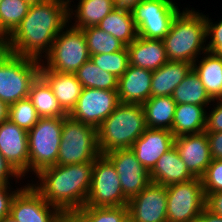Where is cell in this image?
I'll return each instance as SVG.
<instances>
[{
    "label": "cell",
    "instance_id": "1",
    "mask_svg": "<svg viewBox=\"0 0 222 222\" xmlns=\"http://www.w3.org/2000/svg\"><path fill=\"white\" fill-rule=\"evenodd\" d=\"M68 10V0H34L21 24L6 39L7 51L41 62L69 23Z\"/></svg>",
    "mask_w": 222,
    "mask_h": 222
},
{
    "label": "cell",
    "instance_id": "2",
    "mask_svg": "<svg viewBox=\"0 0 222 222\" xmlns=\"http://www.w3.org/2000/svg\"><path fill=\"white\" fill-rule=\"evenodd\" d=\"M94 162L55 165L41 170L31 185L62 214L81 209L90 190ZM39 182V183H38Z\"/></svg>",
    "mask_w": 222,
    "mask_h": 222
},
{
    "label": "cell",
    "instance_id": "3",
    "mask_svg": "<svg viewBox=\"0 0 222 222\" xmlns=\"http://www.w3.org/2000/svg\"><path fill=\"white\" fill-rule=\"evenodd\" d=\"M162 41L169 61L193 64L201 57L199 55L207 51L205 14L194 8H184L176 15L169 33Z\"/></svg>",
    "mask_w": 222,
    "mask_h": 222
},
{
    "label": "cell",
    "instance_id": "4",
    "mask_svg": "<svg viewBox=\"0 0 222 222\" xmlns=\"http://www.w3.org/2000/svg\"><path fill=\"white\" fill-rule=\"evenodd\" d=\"M146 129L143 106L120 102L113 113L97 128L100 154L131 149L133 143Z\"/></svg>",
    "mask_w": 222,
    "mask_h": 222
},
{
    "label": "cell",
    "instance_id": "5",
    "mask_svg": "<svg viewBox=\"0 0 222 222\" xmlns=\"http://www.w3.org/2000/svg\"><path fill=\"white\" fill-rule=\"evenodd\" d=\"M41 62L7 52L0 59V100L7 106L28 98L32 83L40 75Z\"/></svg>",
    "mask_w": 222,
    "mask_h": 222
},
{
    "label": "cell",
    "instance_id": "6",
    "mask_svg": "<svg viewBox=\"0 0 222 222\" xmlns=\"http://www.w3.org/2000/svg\"><path fill=\"white\" fill-rule=\"evenodd\" d=\"M99 155L97 129L67 116L63 120L56 165L94 162Z\"/></svg>",
    "mask_w": 222,
    "mask_h": 222
},
{
    "label": "cell",
    "instance_id": "7",
    "mask_svg": "<svg viewBox=\"0 0 222 222\" xmlns=\"http://www.w3.org/2000/svg\"><path fill=\"white\" fill-rule=\"evenodd\" d=\"M62 117L40 118L28 131L29 171L38 174L55 166L63 128Z\"/></svg>",
    "mask_w": 222,
    "mask_h": 222
},
{
    "label": "cell",
    "instance_id": "8",
    "mask_svg": "<svg viewBox=\"0 0 222 222\" xmlns=\"http://www.w3.org/2000/svg\"><path fill=\"white\" fill-rule=\"evenodd\" d=\"M89 59L83 30L68 23L56 36L49 54L41 62L55 72L75 73Z\"/></svg>",
    "mask_w": 222,
    "mask_h": 222
},
{
    "label": "cell",
    "instance_id": "9",
    "mask_svg": "<svg viewBox=\"0 0 222 222\" xmlns=\"http://www.w3.org/2000/svg\"><path fill=\"white\" fill-rule=\"evenodd\" d=\"M167 189V222H195L206 208L201 178L176 183Z\"/></svg>",
    "mask_w": 222,
    "mask_h": 222
},
{
    "label": "cell",
    "instance_id": "10",
    "mask_svg": "<svg viewBox=\"0 0 222 222\" xmlns=\"http://www.w3.org/2000/svg\"><path fill=\"white\" fill-rule=\"evenodd\" d=\"M180 12L173 0H143L132 10L138 36L162 40Z\"/></svg>",
    "mask_w": 222,
    "mask_h": 222
},
{
    "label": "cell",
    "instance_id": "11",
    "mask_svg": "<svg viewBox=\"0 0 222 222\" xmlns=\"http://www.w3.org/2000/svg\"><path fill=\"white\" fill-rule=\"evenodd\" d=\"M85 205L106 208L128 205V200L123 195L119 175L105 155L100 154L94 161Z\"/></svg>",
    "mask_w": 222,
    "mask_h": 222
},
{
    "label": "cell",
    "instance_id": "12",
    "mask_svg": "<svg viewBox=\"0 0 222 222\" xmlns=\"http://www.w3.org/2000/svg\"><path fill=\"white\" fill-rule=\"evenodd\" d=\"M119 103L117 90L83 88L78 102L68 116L97 129Z\"/></svg>",
    "mask_w": 222,
    "mask_h": 222
},
{
    "label": "cell",
    "instance_id": "13",
    "mask_svg": "<svg viewBox=\"0 0 222 222\" xmlns=\"http://www.w3.org/2000/svg\"><path fill=\"white\" fill-rule=\"evenodd\" d=\"M10 215L17 222H62V213L28 183L14 196Z\"/></svg>",
    "mask_w": 222,
    "mask_h": 222
},
{
    "label": "cell",
    "instance_id": "14",
    "mask_svg": "<svg viewBox=\"0 0 222 222\" xmlns=\"http://www.w3.org/2000/svg\"><path fill=\"white\" fill-rule=\"evenodd\" d=\"M105 156L114 165L124 197L129 201L151 183L150 172L131 149L115 150Z\"/></svg>",
    "mask_w": 222,
    "mask_h": 222
},
{
    "label": "cell",
    "instance_id": "15",
    "mask_svg": "<svg viewBox=\"0 0 222 222\" xmlns=\"http://www.w3.org/2000/svg\"><path fill=\"white\" fill-rule=\"evenodd\" d=\"M131 222H167V189L150 183L128 201Z\"/></svg>",
    "mask_w": 222,
    "mask_h": 222
},
{
    "label": "cell",
    "instance_id": "16",
    "mask_svg": "<svg viewBox=\"0 0 222 222\" xmlns=\"http://www.w3.org/2000/svg\"><path fill=\"white\" fill-rule=\"evenodd\" d=\"M0 153L22 178L28 175V131L9 119L0 124Z\"/></svg>",
    "mask_w": 222,
    "mask_h": 222
},
{
    "label": "cell",
    "instance_id": "17",
    "mask_svg": "<svg viewBox=\"0 0 222 222\" xmlns=\"http://www.w3.org/2000/svg\"><path fill=\"white\" fill-rule=\"evenodd\" d=\"M174 146L188 171L201 178L212 161L207 133L175 137Z\"/></svg>",
    "mask_w": 222,
    "mask_h": 222
},
{
    "label": "cell",
    "instance_id": "18",
    "mask_svg": "<svg viewBox=\"0 0 222 222\" xmlns=\"http://www.w3.org/2000/svg\"><path fill=\"white\" fill-rule=\"evenodd\" d=\"M174 138L169 130L147 128L133 143L131 150L150 172L160 157L174 146Z\"/></svg>",
    "mask_w": 222,
    "mask_h": 222
},
{
    "label": "cell",
    "instance_id": "19",
    "mask_svg": "<svg viewBox=\"0 0 222 222\" xmlns=\"http://www.w3.org/2000/svg\"><path fill=\"white\" fill-rule=\"evenodd\" d=\"M153 71L129 65L118 79V98L122 103L142 105L151 97Z\"/></svg>",
    "mask_w": 222,
    "mask_h": 222
},
{
    "label": "cell",
    "instance_id": "20",
    "mask_svg": "<svg viewBox=\"0 0 222 222\" xmlns=\"http://www.w3.org/2000/svg\"><path fill=\"white\" fill-rule=\"evenodd\" d=\"M40 76L51 87L62 109L69 114L78 102L83 89L76 74L55 72L41 63Z\"/></svg>",
    "mask_w": 222,
    "mask_h": 222
},
{
    "label": "cell",
    "instance_id": "21",
    "mask_svg": "<svg viewBox=\"0 0 222 222\" xmlns=\"http://www.w3.org/2000/svg\"><path fill=\"white\" fill-rule=\"evenodd\" d=\"M126 47L129 54V65L154 71L168 61L162 40L138 36Z\"/></svg>",
    "mask_w": 222,
    "mask_h": 222
},
{
    "label": "cell",
    "instance_id": "22",
    "mask_svg": "<svg viewBox=\"0 0 222 222\" xmlns=\"http://www.w3.org/2000/svg\"><path fill=\"white\" fill-rule=\"evenodd\" d=\"M193 178L175 146L164 153L150 171L151 182L166 187Z\"/></svg>",
    "mask_w": 222,
    "mask_h": 222
},
{
    "label": "cell",
    "instance_id": "23",
    "mask_svg": "<svg viewBox=\"0 0 222 222\" xmlns=\"http://www.w3.org/2000/svg\"><path fill=\"white\" fill-rule=\"evenodd\" d=\"M192 69V63L168 60L159 69L153 71L151 97L172 96L174 89Z\"/></svg>",
    "mask_w": 222,
    "mask_h": 222
},
{
    "label": "cell",
    "instance_id": "24",
    "mask_svg": "<svg viewBox=\"0 0 222 222\" xmlns=\"http://www.w3.org/2000/svg\"><path fill=\"white\" fill-rule=\"evenodd\" d=\"M76 9H72L71 0L69 3V24L74 19V23L70 24L74 28L85 29L97 26L116 6L114 0H78ZM74 16V17H73Z\"/></svg>",
    "mask_w": 222,
    "mask_h": 222
},
{
    "label": "cell",
    "instance_id": "25",
    "mask_svg": "<svg viewBox=\"0 0 222 222\" xmlns=\"http://www.w3.org/2000/svg\"><path fill=\"white\" fill-rule=\"evenodd\" d=\"M208 107L196 104H177L171 130L174 137L205 132Z\"/></svg>",
    "mask_w": 222,
    "mask_h": 222
},
{
    "label": "cell",
    "instance_id": "26",
    "mask_svg": "<svg viewBox=\"0 0 222 222\" xmlns=\"http://www.w3.org/2000/svg\"><path fill=\"white\" fill-rule=\"evenodd\" d=\"M200 61L193 63L194 71L199 75L204 88L210 97L222 98V57L209 51L204 52Z\"/></svg>",
    "mask_w": 222,
    "mask_h": 222
},
{
    "label": "cell",
    "instance_id": "27",
    "mask_svg": "<svg viewBox=\"0 0 222 222\" xmlns=\"http://www.w3.org/2000/svg\"><path fill=\"white\" fill-rule=\"evenodd\" d=\"M97 27L119 39L126 46L138 37L131 10L128 9L115 7Z\"/></svg>",
    "mask_w": 222,
    "mask_h": 222
},
{
    "label": "cell",
    "instance_id": "28",
    "mask_svg": "<svg viewBox=\"0 0 222 222\" xmlns=\"http://www.w3.org/2000/svg\"><path fill=\"white\" fill-rule=\"evenodd\" d=\"M176 105L172 96L150 97L142 104L147 128L171 131Z\"/></svg>",
    "mask_w": 222,
    "mask_h": 222
},
{
    "label": "cell",
    "instance_id": "29",
    "mask_svg": "<svg viewBox=\"0 0 222 222\" xmlns=\"http://www.w3.org/2000/svg\"><path fill=\"white\" fill-rule=\"evenodd\" d=\"M28 98L32 101L40 118H66L68 116L60 106L51 87L40 75L32 83Z\"/></svg>",
    "mask_w": 222,
    "mask_h": 222
},
{
    "label": "cell",
    "instance_id": "30",
    "mask_svg": "<svg viewBox=\"0 0 222 222\" xmlns=\"http://www.w3.org/2000/svg\"><path fill=\"white\" fill-rule=\"evenodd\" d=\"M172 99L176 104H196L211 106L213 99L207 93L199 75L192 69L183 81L174 89Z\"/></svg>",
    "mask_w": 222,
    "mask_h": 222
},
{
    "label": "cell",
    "instance_id": "31",
    "mask_svg": "<svg viewBox=\"0 0 222 222\" xmlns=\"http://www.w3.org/2000/svg\"><path fill=\"white\" fill-rule=\"evenodd\" d=\"M34 0H2L0 2V35L8 38L21 24Z\"/></svg>",
    "mask_w": 222,
    "mask_h": 222
},
{
    "label": "cell",
    "instance_id": "32",
    "mask_svg": "<svg viewBox=\"0 0 222 222\" xmlns=\"http://www.w3.org/2000/svg\"><path fill=\"white\" fill-rule=\"evenodd\" d=\"M75 74L83 88L118 90V78L103 71L91 59L86 61Z\"/></svg>",
    "mask_w": 222,
    "mask_h": 222
},
{
    "label": "cell",
    "instance_id": "33",
    "mask_svg": "<svg viewBox=\"0 0 222 222\" xmlns=\"http://www.w3.org/2000/svg\"><path fill=\"white\" fill-rule=\"evenodd\" d=\"M89 55L108 54L123 50L126 45L97 26L82 29Z\"/></svg>",
    "mask_w": 222,
    "mask_h": 222
},
{
    "label": "cell",
    "instance_id": "34",
    "mask_svg": "<svg viewBox=\"0 0 222 222\" xmlns=\"http://www.w3.org/2000/svg\"><path fill=\"white\" fill-rule=\"evenodd\" d=\"M8 119L26 131L31 130L40 116L29 98L17 101L8 106Z\"/></svg>",
    "mask_w": 222,
    "mask_h": 222
},
{
    "label": "cell",
    "instance_id": "35",
    "mask_svg": "<svg viewBox=\"0 0 222 222\" xmlns=\"http://www.w3.org/2000/svg\"><path fill=\"white\" fill-rule=\"evenodd\" d=\"M91 61L103 71L113 74L118 79L129 66V54L127 47L123 50L108 54L90 56Z\"/></svg>",
    "mask_w": 222,
    "mask_h": 222
},
{
    "label": "cell",
    "instance_id": "36",
    "mask_svg": "<svg viewBox=\"0 0 222 222\" xmlns=\"http://www.w3.org/2000/svg\"><path fill=\"white\" fill-rule=\"evenodd\" d=\"M89 222H131L128 207L83 206L78 210Z\"/></svg>",
    "mask_w": 222,
    "mask_h": 222
},
{
    "label": "cell",
    "instance_id": "37",
    "mask_svg": "<svg viewBox=\"0 0 222 222\" xmlns=\"http://www.w3.org/2000/svg\"><path fill=\"white\" fill-rule=\"evenodd\" d=\"M201 181L205 194L222 191V160H212Z\"/></svg>",
    "mask_w": 222,
    "mask_h": 222
},
{
    "label": "cell",
    "instance_id": "38",
    "mask_svg": "<svg viewBox=\"0 0 222 222\" xmlns=\"http://www.w3.org/2000/svg\"><path fill=\"white\" fill-rule=\"evenodd\" d=\"M205 20L207 39H210L207 43V51L222 57V19L213 24L212 19L205 15Z\"/></svg>",
    "mask_w": 222,
    "mask_h": 222
},
{
    "label": "cell",
    "instance_id": "39",
    "mask_svg": "<svg viewBox=\"0 0 222 222\" xmlns=\"http://www.w3.org/2000/svg\"><path fill=\"white\" fill-rule=\"evenodd\" d=\"M213 104L216 106L206 112L205 132H222V98L214 99Z\"/></svg>",
    "mask_w": 222,
    "mask_h": 222
},
{
    "label": "cell",
    "instance_id": "40",
    "mask_svg": "<svg viewBox=\"0 0 222 222\" xmlns=\"http://www.w3.org/2000/svg\"><path fill=\"white\" fill-rule=\"evenodd\" d=\"M11 185H0V221L10 215L11 203L16 193L23 187L10 189Z\"/></svg>",
    "mask_w": 222,
    "mask_h": 222
},
{
    "label": "cell",
    "instance_id": "41",
    "mask_svg": "<svg viewBox=\"0 0 222 222\" xmlns=\"http://www.w3.org/2000/svg\"><path fill=\"white\" fill-rule=\"evenodd\" d=\"M212 160H222V132H206Z\"/></svg>",
    "mask_w": 222,
    "mask_h": 222
},
{
    "label": "cell",
    "instance_id": "42",
    "mask_svg": "<svg viewBox=\"0 0 222 222\" xmlns=\"http://www.w3.org/2000/svg\"><path fill=\"white\" fill-rule=\"evenodd\" d=\"M13 178L17 180L22 179L0 153V185H10L11 182L9 181L13 180Z\"/></svg>",
    "mask_w": 222,
    "mask_h": 222
},
{
    "label": "cell",
    "instance_id": "43",
    "mask_svg": "<svg viewBox=\"0 0 222 222\" xmlns=\"http://www.w3.org/2000/svg\"><path fill=\"white\" fill-rule=\"evenodd\" d=\"M205 195L206 208L212 213L222 217V191Z\"/></svg>",
    "mask_w": 222,
    "mask_h": 222
},
{
    "label": "cell",
    "instance_id": "44",
    "mask_svg": "<svg viewBox=\"0 0 222 222\" xmlns=\"http://www.w3.org/2000/svg\"><path fill=\"white\" fill-rule=\"evenodd\" d=\"M62 222H89L78 210L62 214Z\"/></svg>",
    "mask_w": 222,
    "mask_h": 222
},
{
    "label": "cell",
    "instance_id": "45",
    "mask_svg": "<svg viewBox=\"0 0 222 222\" xmlns=\"http://www.w3.org/2000/svg\"><path fill=\"white\" fill-rule=\"evenodd\" d=\"M195 222H222V217L205 208Z\"/></svg>",
    "mask_w": 222,
    "mask_h": 222
},
{
    "label": "cell",
    "instance_id": "46",
    "mask_svg": "<svg viewBox=\"0 0 222 222\" xmlns=\"http://www.w3.org/2000/svg\"><path fill=\"white\" fill-rule=\"evenodd\" d=\"M142 1L143 0H114V3L117 8L132 10Z\"/></svg>",
    "mask_w": 222,
    "mask_h": 222
},
{
    "label": "cell",
    "instance_id": "47",
    "mask_svg": "<svg viewBox=\"0 0 222 222\" xmlns=\"http://www.w3.org/2000/svg\"><path fill=\"white\" fill-rule=\"evenodd\" d=\"M8 119V106L0 100V124Z\"/></svg>",
    "mask_w": 222,
    "mask_h": 222
},
{
    "label": "cell",
    "instance_id": "48",
    "mask_svg": "<svg viewBox=\"0 0 222 222\" xmlns=\"http://www.w3.org/2000/svg\"><path fill=\"white\" fill-rule=\"evenodd\" d=\"M6 38L0 35V59L7 53Z\"/></svg>",
    "mask_w": 222,
    "mask_h": 222
},
{
    "label": "cell",
    "instance_id": "49",
    "mask_svg": "<svg viewBox=\"0 0 222 222\" xmlns=\"http://www.w3.org/2000/svg\"><path fill=\"white\" fill-rule=\"evenodd\" d=\"M0 222H17L11 215L5 217Z\"/></svg>",
    "mask_w": 222,
    "mask_h": 222
}]
</instances>
